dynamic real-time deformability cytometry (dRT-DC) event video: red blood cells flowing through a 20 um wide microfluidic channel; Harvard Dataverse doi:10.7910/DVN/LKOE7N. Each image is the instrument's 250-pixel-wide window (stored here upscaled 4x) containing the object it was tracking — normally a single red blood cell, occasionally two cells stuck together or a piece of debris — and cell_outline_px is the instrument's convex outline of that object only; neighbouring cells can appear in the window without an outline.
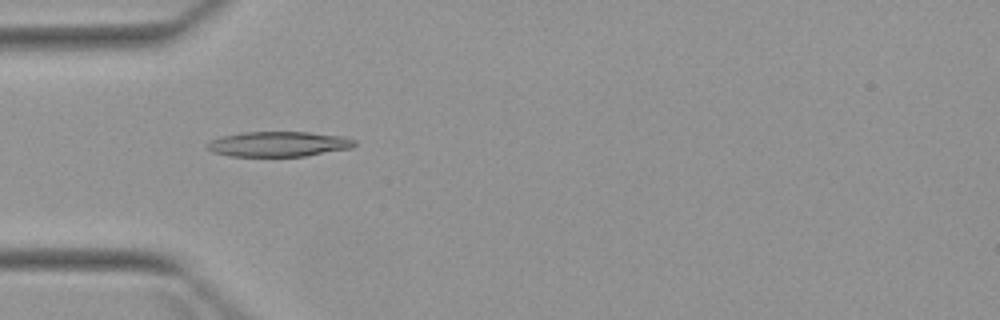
{"species": "Egyptian fruit bat (a non-hibernating species)", "species_latin": "Rousettus aegyptiacus", "temperature_condition": "warm", "stored_images_in_passage": 7, "camera_frame_rate_fps": 3000, "um_per_image_px": 0.085, "animal": {"sex": "female"}, "frame": {"image": 1, "passage_image": 5, "time_ms": 4.667, "image_size_px": [1000, 320], "cell_outline_px": [[356, 144], [352, 148], [304, 156], [228, 156], [212, 152], [208, 148], [208, 144], [212, 140], [220, 136], [240, 132], [308, 132], [344, 136], [356, 140]], "centroid_in_image_um": [23.69, 12.24], "position_along_channel_um": 61.3, "area_um2": 21.62}}
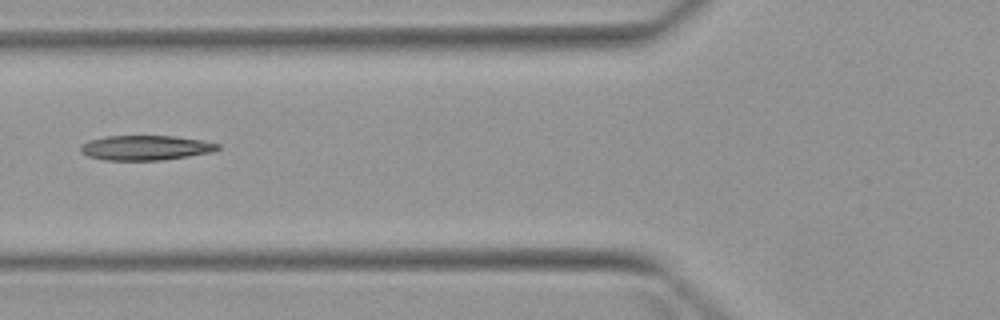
{"frame": {"image": 2, "passage_image": 6, "time_ms": 6.0, "image_size_px": [1000, 320], "cell_outline_px": [[220, 148], [212, 152], [164, 160], [104, 160], [88, 156], [80, 152], [80, 148], [88, 140], [104, 136], [176, 136], [200, 140], [220, 144]], "centroid_in_image_um": [12.37, 12.56], "position_along_channel_um": 113.4, "area_um2": 19.83}}
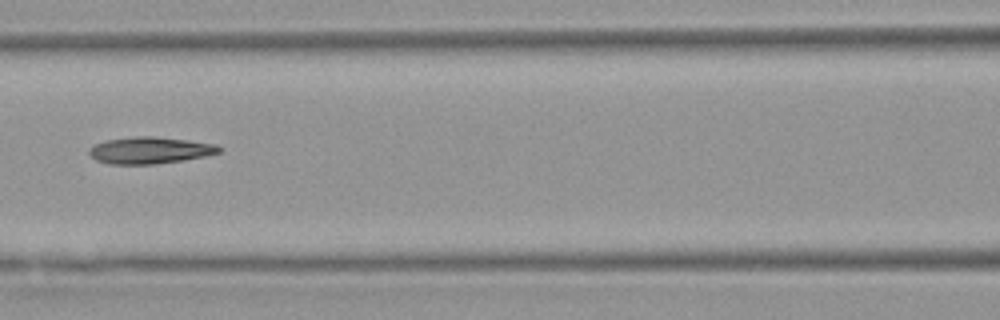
{"frame": {"image": 3, "passage_image": 7, "time_ms": 7.0, "image_size_px": [1000, 320], "cell_outline_px": [[220, 152], [204, 156], [184, 160], [152, 164], [108, 164], [96, 160], [88, 152], [88, 148], [92, 144], [104, 140], [136, 136], [152, 136], [188, 140], [216, 144], [220, 148]], "centroid_in_image_um": [12.68, 12.77], "position_along_channel_um": 153.9, "area_um2": 20.29}}